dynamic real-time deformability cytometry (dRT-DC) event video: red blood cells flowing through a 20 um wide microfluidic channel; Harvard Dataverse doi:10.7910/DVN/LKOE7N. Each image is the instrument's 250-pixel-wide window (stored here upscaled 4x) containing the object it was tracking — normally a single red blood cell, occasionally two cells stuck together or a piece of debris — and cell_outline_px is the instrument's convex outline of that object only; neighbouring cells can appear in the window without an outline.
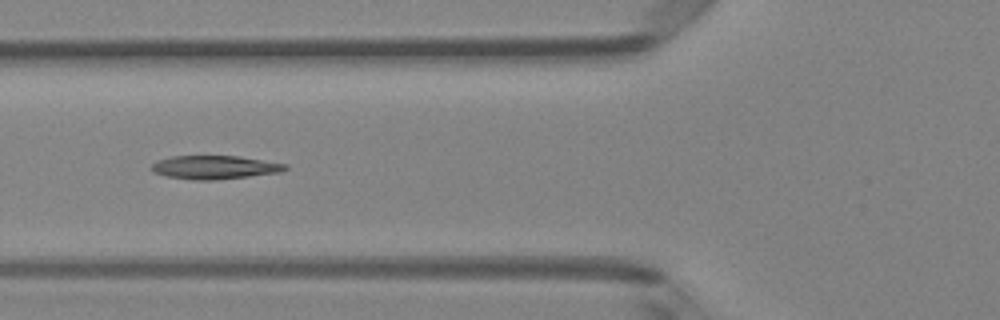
{"species": "Egyptian fruit bat (a non-hibernating species)", "species_latin": "Rousettus aegyptiacus", "temperature_condition": "room temperature", "stored_images_in_passage": 5, "camera_frame_rate_fps": 3000, "um_per_image_px": 0.085, "animal": {"sex": "female"}, "frame": {"image": 1, "passage_image": 5, "time_ms": 1.333, "image_size_px": [1000, 320], "cell_outline_px": [[288, 168], [280, 172], [216, 180], [192, 180], [168, 176], [156, 172], [152, 168], [152, 164], [156, 160], [172, 156], [240, 156], [288, 164]], "centroid_in_image_um": [18.28, 14.21], "position_along_channel_um": 107.5, "area_um2": 18.21}}